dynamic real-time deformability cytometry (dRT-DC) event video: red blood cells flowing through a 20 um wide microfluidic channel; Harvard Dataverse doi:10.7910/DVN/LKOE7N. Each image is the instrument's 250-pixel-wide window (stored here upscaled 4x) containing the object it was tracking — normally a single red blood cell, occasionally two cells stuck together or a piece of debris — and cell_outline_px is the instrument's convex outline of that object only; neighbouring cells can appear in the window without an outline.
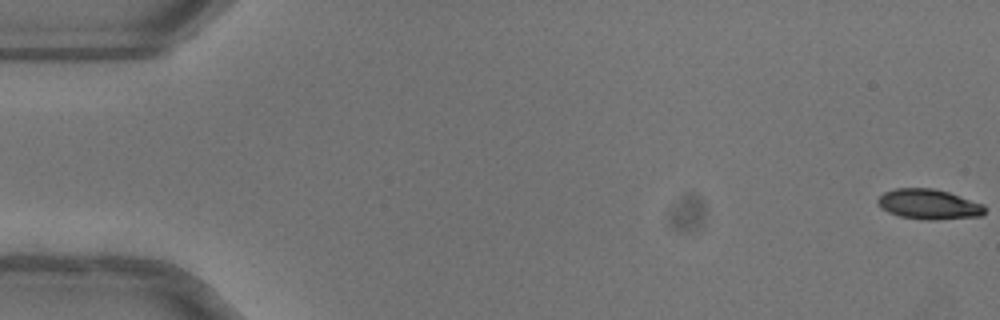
{"species": "common noctule bat (a hibernating species)", "species_latin": "Nyctalus noctula", "temperature_condition": "warm", "stored_images_in_passage": 52, "camera_frame_rate_fps": 3000, "um_per_image_px": 0.085, "animal": {"sex": "female"}, "frame": {"image": 1, "passage_image": 1, "time_ms": 0.0, "image_size_px": [1000, 320], "cell_outline_px": [[984, 212], [980, 216], [932, 220], [900, 216], [888, 212], [880, 208], [876, 200], [884, 192], [896, 188], [932, 188], [948, 192], [984, 204]], "centroid_in_image_um": [78.92, 17.35], "position_along_channel_um": 6.1, "area_um2": 18.61}}
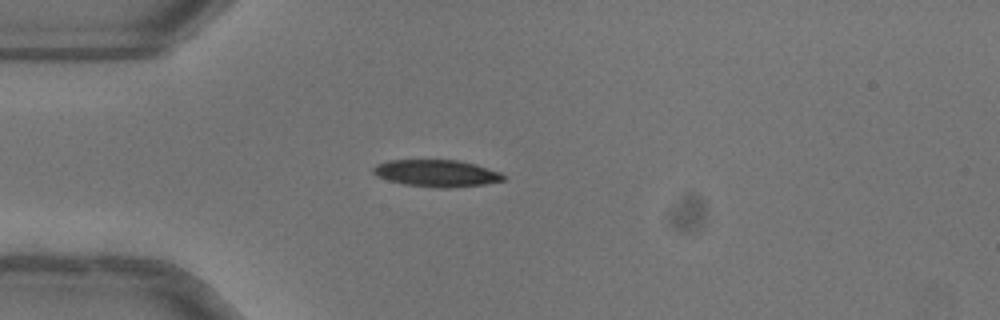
{"frame": {"image": 2, "passage_image": 15, "time_ms": 4.667, "image_size_px": [1000, 320], "cell_outline_px": [[504, 180], [484, 184], [448, 188], [440, 188], [404, 184], [388, 180], [376, 176], [372, 172], [372, 168], [376, 164], [388, 160], [460, 160], [476, 164], [500, 172], [504, 176]], "centroid_in_image_um": [37.08, 14.72], "position_along_channel_um": 47.9, "area_um2": 20.46}}
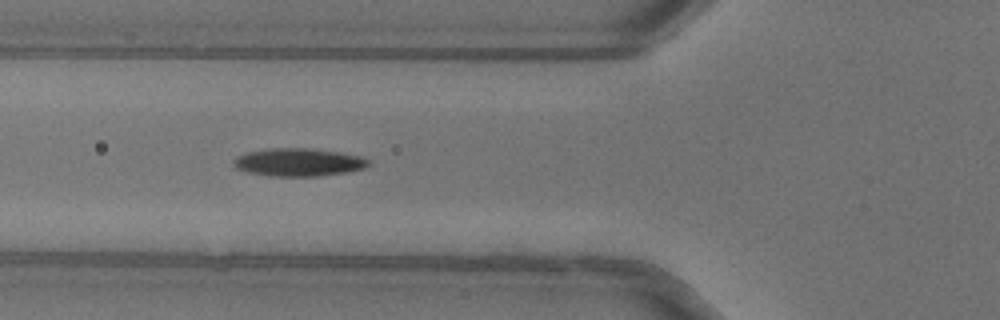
{"frame": {"image": 3, "passage_image": 20, "time_ms": 6.333, "image_size_px": [1000, 320], "cell_outline_px": [[368, 164], [364, 168], [348, 172], [316, 176], [268, 176], [248, 172], [236, 168], [232, 164], [232, 160], [236, 156], [244, 152], [268, 148], [312, 148], [340, 152], [360, 156], [368, 160]], "centroid_in_image_um": [25.31, 13.78], "position_along_channel_um": 100.5, "area_um2": 22.14}, "authors_computed_cell_mechanics": {"area_um2": 20.7502, "velocity_mm_per_s": 4.0363, "shape_relaxation_time_tau1_ms": 5.2965, "shape_relaxation_time_tau2_ms": 4.2147, "deformation_change_tau1": 0.2132, "deformation_change_tau2": 0.1205}}